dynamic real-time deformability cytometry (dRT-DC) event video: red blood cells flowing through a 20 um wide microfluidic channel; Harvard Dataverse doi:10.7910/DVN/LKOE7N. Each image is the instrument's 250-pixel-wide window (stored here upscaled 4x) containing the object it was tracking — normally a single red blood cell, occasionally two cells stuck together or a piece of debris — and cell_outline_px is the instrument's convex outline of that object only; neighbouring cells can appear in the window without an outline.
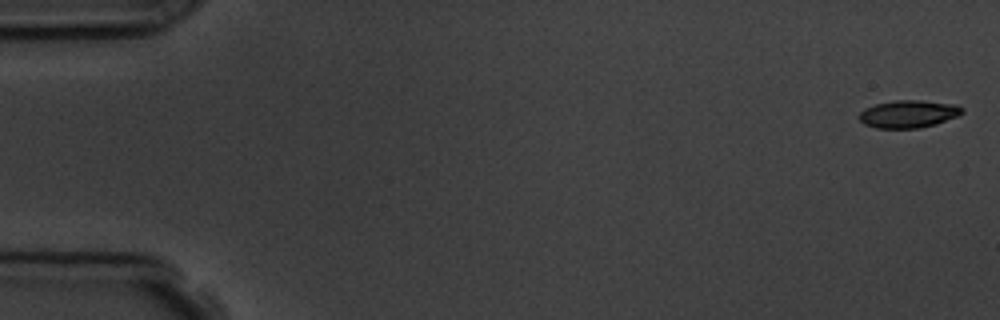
{"species": "common noctule bat (a hibernating species)", "species_latin": "Nyctalus noctula", "temperature_condition": "room temperature", "stored_images_in_passage": 4, "camera_frame_rate_fps": 3000, "um_per_image_px": 0.085, "animal": {"sex": "male", "body_mass_g": 19.5, "forearm_length_mm": 54.6}, "frame": {"image": 1, "passage_image": 1, "time_ms": 0.0, "image_size_px": [1000, 320], "cell_outline_px": [[964, 112], [956, 116], [936, 124], [920, 128], [876, 128], [864, 124], [856, 116], [864, 108], [876, 104], [896, 100], [920, 100], [956, 104], [964, 108]], "centroid_in_image_um": [77.2, 9.68], "position_along_channel_um": 7.8, "area_um2": 16.65}}
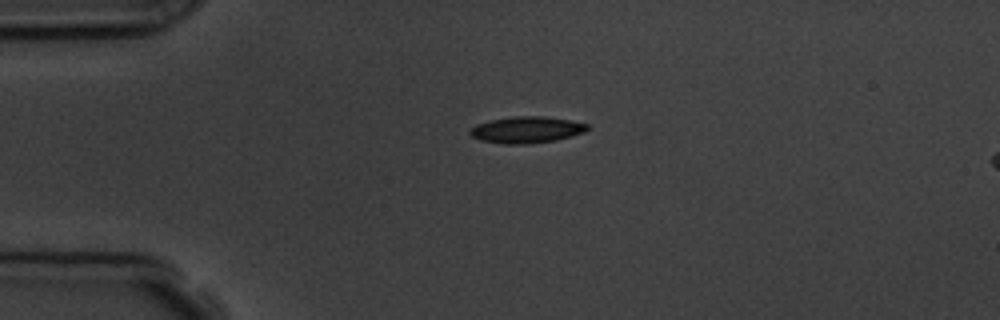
{"frame": {"image": 2, "passage_image": 4, "time_ms": 4.0, "image_size_px": [1000, 320], "cell_outline_px": [[588, 128], [584, 132], [572, 136], [556, 140], [528, 144], [504, 144], [480, 140], [472, 136], [468, 132], [476, 124], [492, 120], [512, 116], [544, 116], [568, 120], [588, 124]], "centroid_in_image_um": [44.75, 11.03], "position_along_channel_um": 40.3, "area_um2": 18.03}}